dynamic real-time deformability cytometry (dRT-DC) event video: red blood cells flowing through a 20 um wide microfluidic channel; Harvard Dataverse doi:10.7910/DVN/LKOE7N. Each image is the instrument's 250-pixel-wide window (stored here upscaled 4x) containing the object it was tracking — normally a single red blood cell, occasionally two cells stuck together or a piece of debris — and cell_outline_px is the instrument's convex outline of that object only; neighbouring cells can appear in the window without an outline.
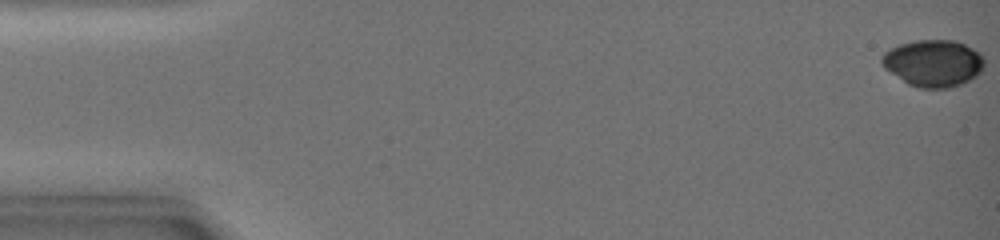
{"species": "common noctule bat (a hibernating species)", "species_latin": "Nyctalus noctula", "temperature_condition": "warm", "stored_images_in_passage": 43, "camera_frame_rate_fps": 3000, "um_per_image_px": 0.085, "animal": {"sex": "female", "body_mass_g": 19.0, "forearm_length_mm": 51.5}, "frame": {"image": 1, "passage_image": 1, "time_ms": 0.0, "image_size_px": [1000, 240], "cell_outline_px": [[984, 68], [976, 76], [960, 84], [948, 88], [920, 88], [908, 84], [884, 68], [880, 64], [880, 56], [884, 52], [900, 44], [916, 40], [956, 40], [972, 48], [984, 60]], "centroid_in_image_um": [79.29, 5.37], "position_along_channel_um": 5.7, "area_um2": 27.92}}